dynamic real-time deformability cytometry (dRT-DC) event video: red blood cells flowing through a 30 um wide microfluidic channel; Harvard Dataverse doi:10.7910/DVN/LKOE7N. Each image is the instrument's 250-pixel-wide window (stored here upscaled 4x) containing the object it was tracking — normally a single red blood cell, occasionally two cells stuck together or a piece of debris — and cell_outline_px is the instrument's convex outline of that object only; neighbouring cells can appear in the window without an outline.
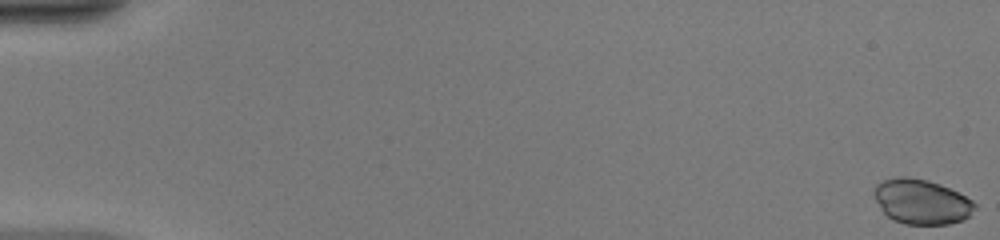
{"species": "common noctule bat (a hibernating species)", "species_latin": "Nyctalus noctula", "temperature_condition": "warm", "stored_images_in_passage": 51, "camera_frame_rate_fps": 3000, "um_per_image_px": 0.085, "animal": {"sex": "female", "body_mass_g": 20.0, "forearm_length_mm": 54.0}, "frame": {"image": 1, "passage_image": 1, "time_ms": 0.0, "image_size_px": [1000, 240], "cell_outline_px": [[976, 208], [964, 220], [948, 224], [904, 224], [892, 220], [884, 212], [876, 200], [872, 188], [876, 184], [884, 180], [900, 176], [908, 176], [928, 180], [940, 184], [972, 200], [976, 204]], "centroid_in_image_um": [78.31, 17.14], "position_along_channel_um": 6.7, "area_um2": 26.3}}
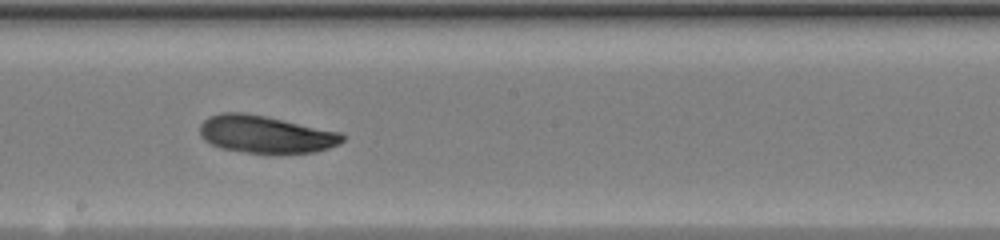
{"frame": {"image": 2, "passage_image": 30, "time_ms": 9.667, "image_size_px": [1000, 240], "cell_outline_px": [[344, 140], [340, 144], [316, 152], [280, 156], [248, 152], [220, 148], [204, 140], [200, 136], [200, 124], [208, 116], [220, 112], [244, 112], [264, 116], [340, 132], [344, 136]], "centroid_in_image_um": [22.58, 11.45], "position_along_channel_um": 225.6, "area_um2": 31.73}}
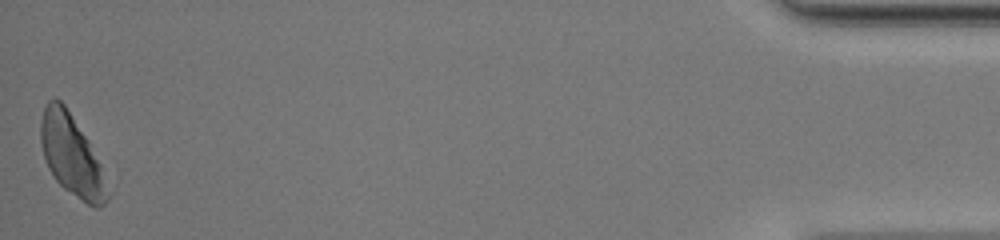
{"frame": {"image": 3, "passage_image": 51, "time_ms": 16.667, "image_size_px": [1000, 240], "cell_outline_px": [[112, 192], [108, 200], [100, 208], [96, 208], [88, 204], [64, 188], [52, 176], [48, 168], [44, 156], [40, 140], [40, 120], [44, 108], [48, 100], [56, 96], [64, 104], [88, 140], [100, 164]], "centroid_in_image_um": [6.1, 13.23], "position_along_channel_um": 429.1, "area_um2": 31.56}}